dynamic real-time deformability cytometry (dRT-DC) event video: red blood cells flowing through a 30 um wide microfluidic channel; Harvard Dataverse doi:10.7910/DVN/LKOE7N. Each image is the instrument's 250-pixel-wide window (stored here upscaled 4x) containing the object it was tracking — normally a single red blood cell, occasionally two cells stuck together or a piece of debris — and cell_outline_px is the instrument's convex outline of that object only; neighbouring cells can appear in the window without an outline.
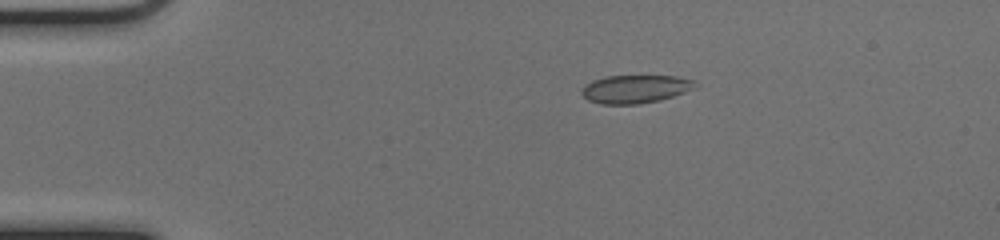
{"species": "common noctule bat (a hibernating species)", "species_latin": "Nyctalus noctula", "temperature_condition": "cold", "stored_images_in_passage": 44, "camera_frame_rate_fps": 3000, "um_per_image_px": 0.085, "animal": {"sex": "female", "body_mass_g": 17.0, "forearm_length_mm": 48.0}, "frame": {"image": 1, "passage_image": 2, "time_ms": 0.333, "image_size_px": [1000, 240], "cell_outline_px": [[696, 88], [660, 100], [636, 104], [600, 104], [588, 100], [580, 92], [592, 80], [604, 76], [676, 76], [696, 80]], "centroid_in_image_um": [54.02, 7.56], "position_along_channel_um": 31.0, "area_um2": 18.55}}
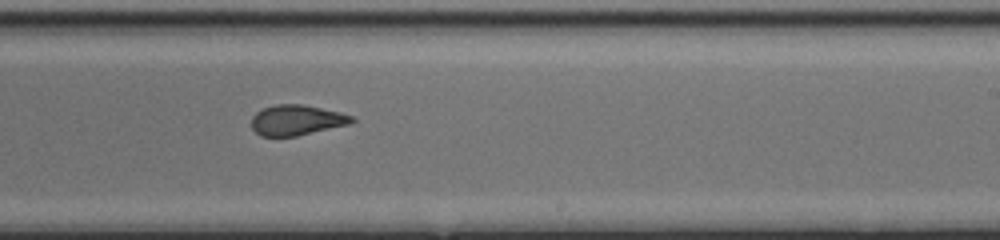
{"frame": {"image": 2, "passage_image": 24, "time_ms": 7.667, "image_size_px": [1000, 240], "cell_outline_px": [[356, 120], [348, 124], [296, 136], [260, 136], [252, 128], [252, 116], [260, 108], [276, 104], [300, 104], [340, 112], [352, 116]], "centroid_in_image_um": [25.17, 10.2], "position_along_channel_um": 263.8, "area_um2": 17.63}}
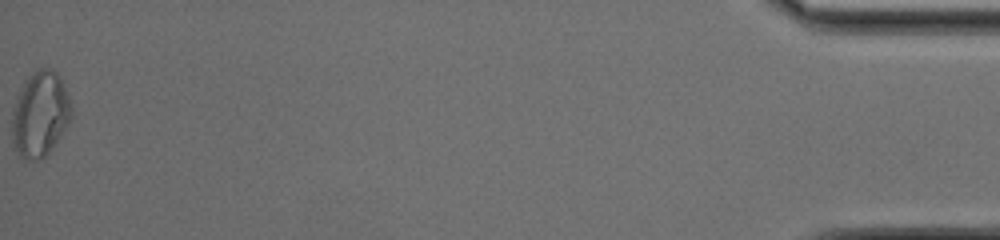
{"frame": {"image": 3, "passage_image": 44, "time_ms": 14.333, "image_size_px": [1000, 240], "cell_outline_px": [[72, 116], [60, 136], [52, 148], [40, 160], [24, 160], [20, 156], [12, 144], [12, 108], [16, 96], [24, 80], [40, 68], [48, 68], [56, 72], [60, 76], [72, 104]], "centroid_in_image_um": [3.39, 9.7], "position_along_channel_um": 431.8, "area_um2": 29.71}, "authors_computed_cell_mechanics": {"area_um2": 18.8139, "velocity_mm_per_s": 4.0018, "shape_relaxation_time_tau1_ms": null, "shape_relaxation_time_tau2_ms": 1.1564, "deformation_change_tau1": null, "deformation_change_tau2": 0.0577}}